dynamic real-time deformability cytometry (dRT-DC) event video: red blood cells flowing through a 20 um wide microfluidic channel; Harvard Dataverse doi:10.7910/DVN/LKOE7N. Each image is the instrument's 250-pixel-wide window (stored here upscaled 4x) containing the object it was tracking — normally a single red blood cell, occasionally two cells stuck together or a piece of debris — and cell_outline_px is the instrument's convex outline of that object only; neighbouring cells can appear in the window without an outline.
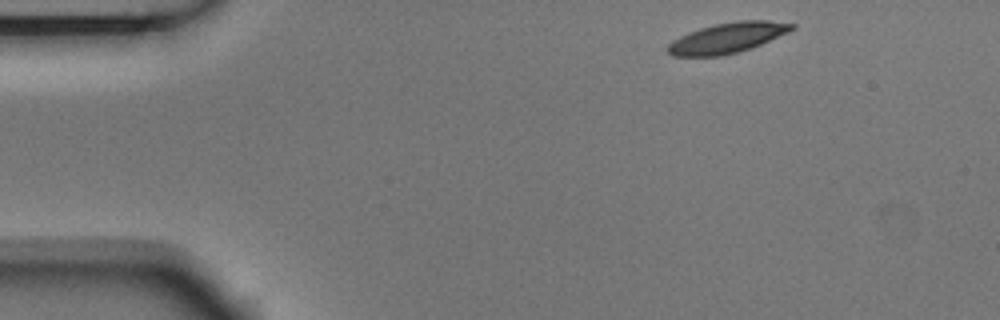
{"species": "Egyptian fruit bat (a non-hibernating species)", "species_latin": "Rousettus aegyptiacus", "temperature_condition": "room temperature", "stored_images_in_passage": 1, "camera_frame_rate_fps": 3000, "um_per_image_px": 0.085, "animal": {"sex": "male"}, "frame": {"image": 1, "passage_image": 1, "time_ms": 0.0, "image_size_px": [1000, 320], "cell_outline_px": [[796, 28], [788, 32], [752, 48], [720, 56], [672, 56], [668, 52], [668, 44], [672, 40], [688, 32], [700, 28], [716, 24], [740, 20], [768, 20], [796, 24]], "centroid_in_image_um": [61.84, 3.21], "position_along_channel_um": 23.2, "area_um2": 21.85}}